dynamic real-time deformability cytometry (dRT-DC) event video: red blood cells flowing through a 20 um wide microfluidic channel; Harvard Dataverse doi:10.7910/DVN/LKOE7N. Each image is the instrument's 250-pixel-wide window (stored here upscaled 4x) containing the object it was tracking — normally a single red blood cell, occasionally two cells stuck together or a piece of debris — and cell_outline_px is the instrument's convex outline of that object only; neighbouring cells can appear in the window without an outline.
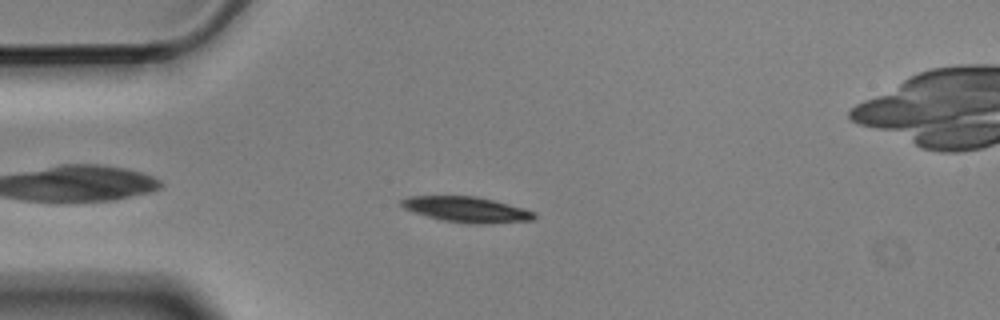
{"species": "Egyptian fruit bat (a non-hibernating species)", "species_latin": "Rousettus aegyptiacus", "temperature_condition": "cold", "stored_images_in_passage": 9, "camera_frame_rate_fps": 3000, "um_per_image_px": 0.085, "animal": {"sex": "male"}, "frame": {"image": 1, "passage_image": 4, "time_ms": 1.0, "image_size_px": [1000, 320], "cell_outline_px": [[536, 216], [532, 220], [484, 224], [468, 224], [444, 220], [428, 216], [404, 208], [400, 204], [400, 200], [408, 196], [476, 196], [524, 208], [536, 212]], "centroid_in_image_um": [39.68, 17.8], "position_along_channel_um": 45.3, "area_um2": 19.59}}
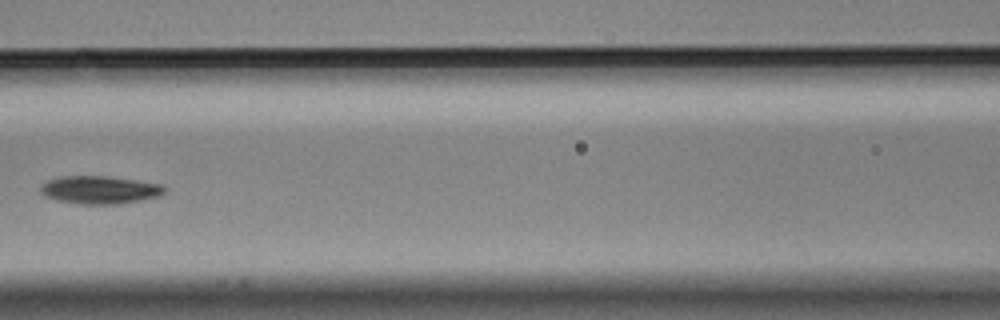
{"frame": {"image": 2, "passage_image": 7, "time_ms": 2.0, "image_size_px": [1000, 320], "cell_outline_px": [[168, 188], [160, 196], [144, 200], [120, 204], [80, 204], [56, 200], [44, 196], [40, 192], [40, 184], [56, 176], [108, 176], [164, 184]], "centroid_in_image_um": [8.49, 16.13], "position_along_channel_um": 158.1, "area_um2": 20.63}}
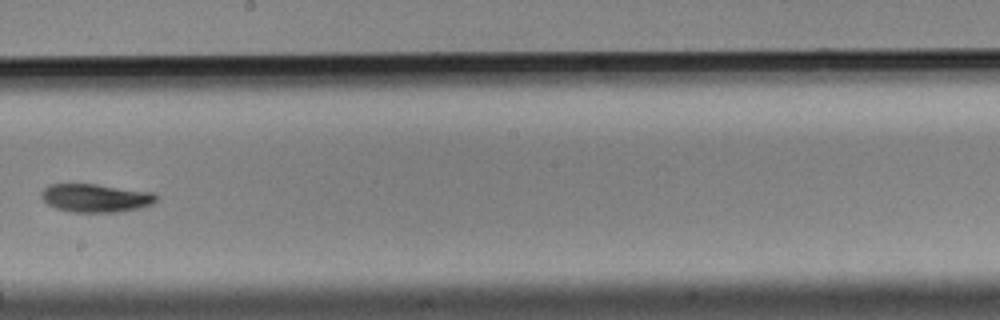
{"frame": {"image": 3, "passage_image": 9, "time_ms": 2.667, "image_size_px": [1000, 320], "cell_outline_px": [[156, 200], [152, 204], [140, 208], [116, 212], [72, 212], [56, 208], [48, 204], [40, 196], [40, 192], [44, 188], [52, 184], [96, 184], [152, 192], [156, 196]], "centroid_in_image_um": [8.11, 16.83], "position_along_channel_um": 240.1, "area_um2": 18.84}}